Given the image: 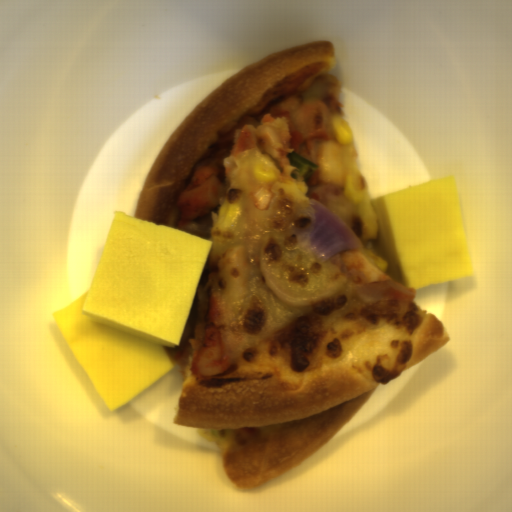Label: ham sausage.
I'll use <instances>...</instances> for the list:
<instances>
[{"instance_id":"1","label":"ham sausage","mask_w":512,"mask_h":512,"mask_svg":"<svg viewBox=\"0 0 512 512\" xmlns=\"http://www.w3.org/2000/svg\"><path fill=\"white\" fill-rule=\"evenodd\" d=\"M263 278L265 285L279 301L297 308L316 304L334 297L346 283V275H341L335 279L332 284L322 290L314 293H296L290 291L277 276L269 271H264Z\"/></svg>"}]
</instances>
